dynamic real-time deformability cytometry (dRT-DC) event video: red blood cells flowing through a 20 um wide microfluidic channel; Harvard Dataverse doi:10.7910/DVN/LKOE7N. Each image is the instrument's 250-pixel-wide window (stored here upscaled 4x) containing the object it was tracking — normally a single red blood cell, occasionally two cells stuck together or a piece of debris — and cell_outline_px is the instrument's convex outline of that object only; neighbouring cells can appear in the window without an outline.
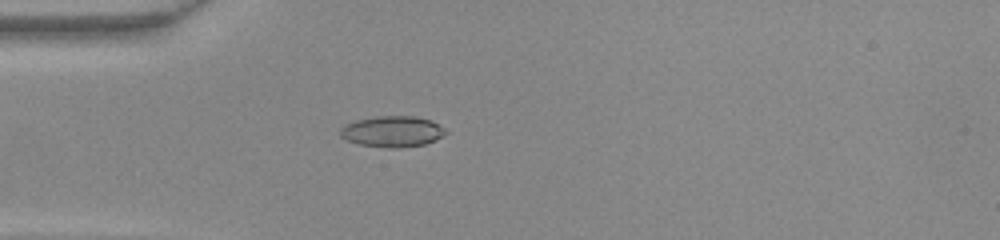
{"species": "common noctule bat (a hibernating species)", "species_latin": "Nyctalus noctula", "temperature_condition": "warm", "stored_images_in_passage": 48, "camera_frame_rate_fps": 3000, "um_per_image_px": 0.085, "animal": {"sex": "female", "body_mass_g": 22.0, "forearm_length_mm": 56.7}, "frame": {"image": 1, "passage_image": 14, "time_ms": 4.333, "image_size_px": [1000, 240], "cell_outline_px": [[448, 132], [444, 136], [436, 140], [424, 144], [400, 148], [388, 148], [360, 144], [348, 140], [340, 136], [340, 128], [344, 124], [356, 120], [376, 116], [416, 116], [432, 120], [444, 128]], "centroid_in_image_um": [33.37, 11.17], "position_along_channel_um": 51.6, "area_um2": 19.19}}
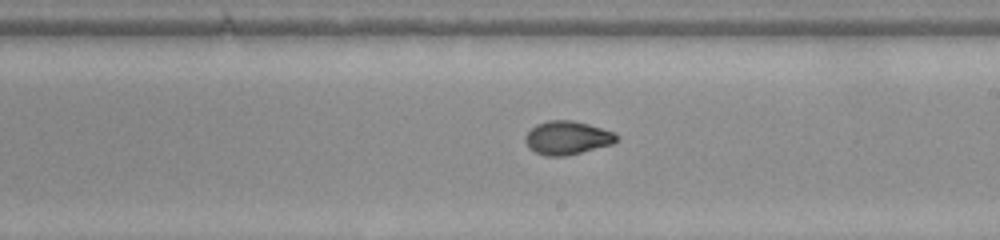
{"frame": {"image": 2, "passage_image": 28, "time_ms": 9.0, "image_size_px": [1000, 240], "cell_outline_px": [[620, 140], [612, 144], [564, 156], [544, 156], [528, 148], [524, 140], [524, 136], [536, 124], [548, 120], [572, 120], [588, 124], [612, 132], [620, 136]], "centroid_in_image_um": [48.2, 11.71], "position_along_channel_um": 240.8, "area_um2": 17.8}}
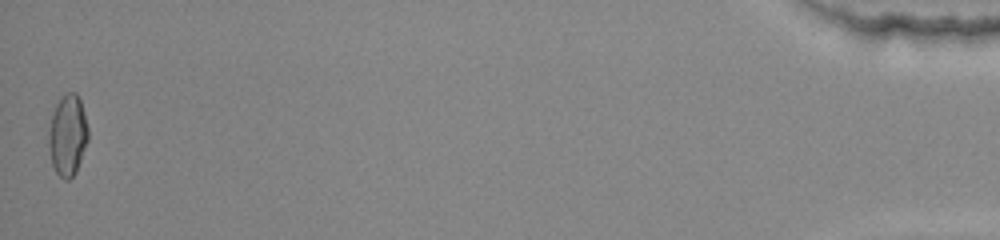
{"frame": {"image": 3, "passage_image": 48, "time_ms": 15.667, "image_size_px": [1000, 240], "cell_outline_px": [[88, 140], [76, 172], [68, 180], [64, 180], [56, 172], [52, 164], [48, 144], [48, 132], [52, 116], [56, 104], [68, 92], [76, 92], [80, 100], [88, 128]], "centroid_in_image_um": [5.75, 11.52], "position_along_channel_um": 429.5, "area_um2": 18.44}}